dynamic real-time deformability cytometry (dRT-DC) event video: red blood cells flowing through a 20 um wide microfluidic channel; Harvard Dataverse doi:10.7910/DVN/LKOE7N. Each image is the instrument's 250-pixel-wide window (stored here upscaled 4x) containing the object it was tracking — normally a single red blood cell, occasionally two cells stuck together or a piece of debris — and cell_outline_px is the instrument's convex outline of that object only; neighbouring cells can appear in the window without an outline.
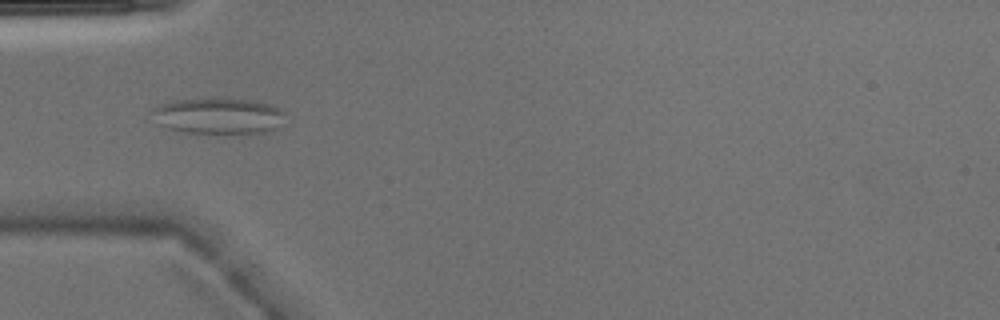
{"species": "Egyptian fruit bat (a non-hibernating species)", "species_latin": "Rousettus aegyptiacus", "temperature_condition": "warm", "stored_images_in_passage": 4, "camera_frame_rate_fps": 3000, "um_per_image_px": 0.085, "animal": {"sex": "male"}, "frame": {"image": 1, "passage_image": 4, "time_ms": 1.0, "image_size_px": [1000, 320], "cell_outline_px": [[284, 112], [272, 128], [264, 132], [188, 132], [168, 128], [152, 124], [148, 112], [152, 108], [160, 104], [176, 100], [212, 96], [220, 96], [248, 100], [268, 104], [280, 108]], "centroid_in_image_um": [18.34, 9.79], "position_along_channel_um": 66.7, "area_um2": 28.09}}